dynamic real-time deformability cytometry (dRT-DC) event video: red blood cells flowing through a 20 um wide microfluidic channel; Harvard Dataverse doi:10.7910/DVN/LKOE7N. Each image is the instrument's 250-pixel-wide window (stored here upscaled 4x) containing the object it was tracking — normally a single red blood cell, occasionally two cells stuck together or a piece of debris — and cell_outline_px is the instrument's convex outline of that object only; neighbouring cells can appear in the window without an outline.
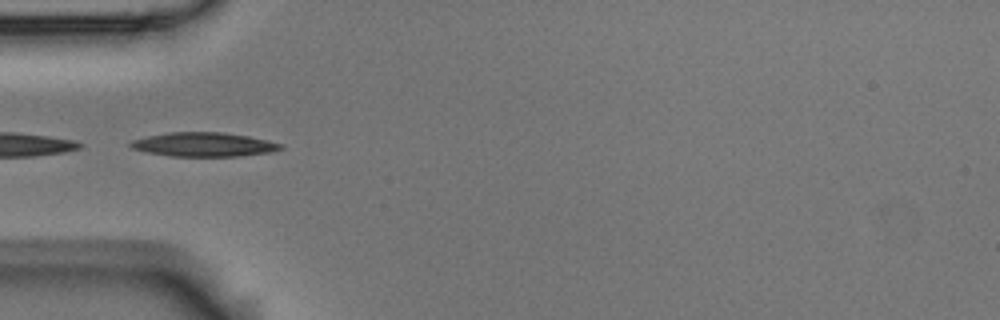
{"species": "Egyptian fruit bat (a non-hibernating species)", "species_latin": "Rousettus aegyptiacus", "temperature_condition": "room temperature", "stored_images_in_passage": 5, "camera_frame_rate_fps": 3000, "um_per_image_px": 0.085, "animal": {"sex": "male"}, "frame": {"image": 1, "passage_image": 4, "time_ms": 1.0, "image_size_px": [1000, 320], "cell_outline_px": [[284, 148], [268, 152], [240, 156], [172, 156], [144, 152], [132, 148], [128, 144], [132, 140], [148, 136], [168, 132], [224, 132], [248, 136], [268, 140], [284, 144]], "centroid_in_image_um": [17.32, 12.28], "position_along_channel_um": 67.7, "area_um2": 21.1}}
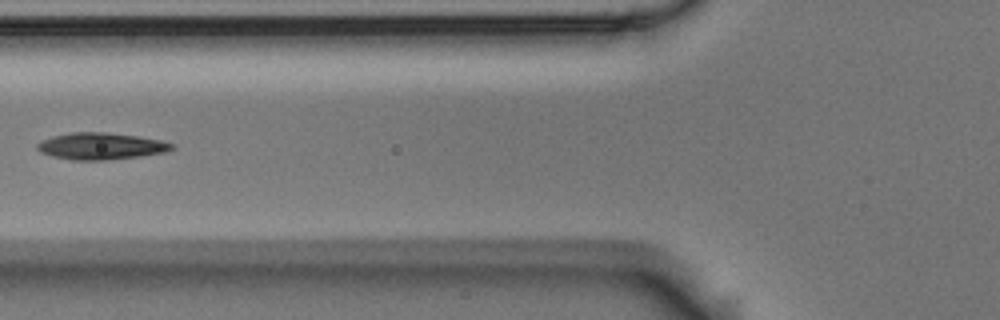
{"frame": {"image": 2, "passage_image": 5, "time_ms": 1.333, "image_size_px": [1000, 320], "cell_outline_px": [[176, 148], [164, 152], [140, 156], [108, 160], [72, 160], [52, 156], [40, 152], [36, 148], [36, 144], [40, 140], [52, 136], [72, 132], [104, 132], [136, 136], [160, 140], [172, 144]], "centroid_in_image_um": [8.52, 12.42], "position_along_channel_um": 117.3, "area_um2": 20.98}}